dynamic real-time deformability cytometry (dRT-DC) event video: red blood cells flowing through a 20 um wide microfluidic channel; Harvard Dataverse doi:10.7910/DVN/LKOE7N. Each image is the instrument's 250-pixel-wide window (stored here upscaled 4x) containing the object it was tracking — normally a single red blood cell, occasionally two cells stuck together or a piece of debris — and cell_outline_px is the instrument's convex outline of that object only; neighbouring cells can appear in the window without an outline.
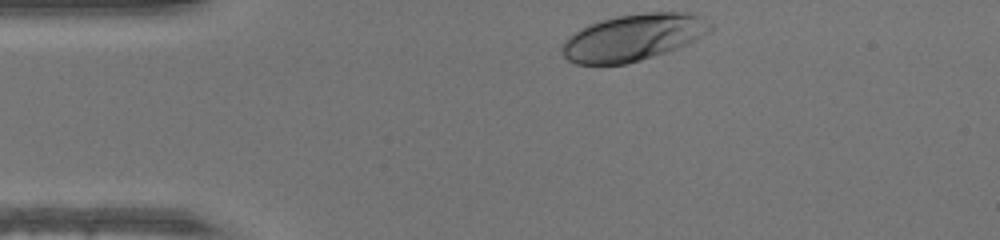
{"species": "human", "species_latin": "Homo sapiens", "temperature_condition": "warm", "stored_images_in_passage": 31, "camera_frame_rate_fps": 3000, "um_per_image_px": 0.085, "donor": {"sex": "male"}, "frame": {"image": 1, "passage_image": 1, "time_ms": 0.0, "image_size_px": [1000, 240], "cell_outline_px": [[716, 28], [712, 32], [696, 40], [676, 48], [640, 60], [624, 64], [576, 64], [568, 60], [564, 56], [560, 48], [564, 40], [568, 36], [588, 24], [616, 16], [644, 12], [688, 12], [700, 16], [712, 24]], "centroid_in_image_um": [53.85, 3.16], "position_along_channel_um": 31.2, "area_um2": 40.46}}
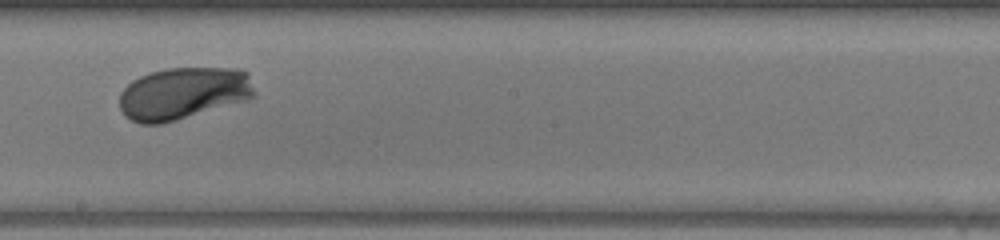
{"frame": {"image": 2, "passage_image": 19, "time_ms": 6.0, "image_size_px": [1000, 240], "cell_outline_px": [[256, 96], [248, 100], [176, 120], [160, 124], [140, 124], [124, 116], [120, 108], [120, 92], [132, 80], [140, 76], [164, 68], [228, 68], [248, 72], [256, 92]], "centroid_in_image_um": [15.59, 7.94], "position_along_channel_um": 232.6, "area_um2": 41.27}}
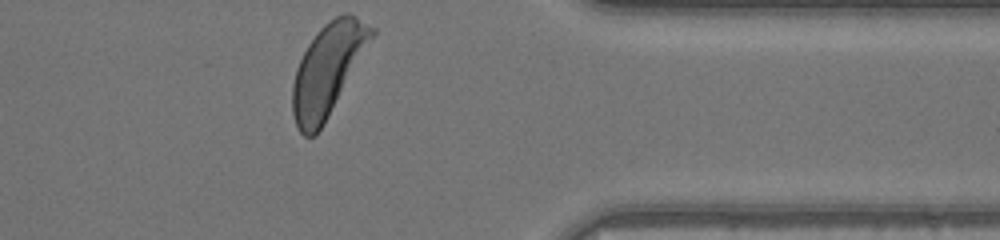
{"frame": {"image": 3, "passage_image": 31, "time_ms": 10.0, "image_size_px": [1000, 240], "cell_outline_px": [[376, 32], [324, 124], [316, 136], [304, 136], [300, 132], [296, 124], [292, 112], [292, 84], [296, 68], [308, 44], [316, 32], [324, 24], [336, 16], [348, 12], [356, 16], [376, 28]], "centroid_in_image_um": [27.85, 5.92], "position_along_channel_um": 383.6, "area_um2": 41.79}}